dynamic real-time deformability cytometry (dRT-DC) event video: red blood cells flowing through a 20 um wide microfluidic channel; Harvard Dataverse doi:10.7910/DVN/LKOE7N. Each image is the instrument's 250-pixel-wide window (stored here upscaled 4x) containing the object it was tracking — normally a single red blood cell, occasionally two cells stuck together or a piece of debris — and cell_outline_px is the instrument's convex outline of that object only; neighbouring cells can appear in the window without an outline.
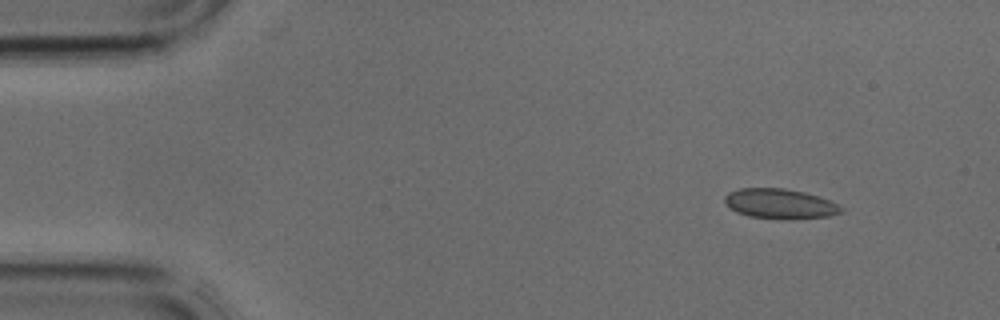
{"species": "common noctule bat (a hibernating species)", "species_latin": "Nyctalus noctula", "temperature_condition": "cold", "stored_images_in_passage": 3, "camera_frame_rate_fps": 3000, "um_per_image_px": 0.085, "animal": {"sex": "male", "body_mass_g": 17.9, "forearm_length_mm": 54.2}, "frame": {"image": 1, "passage_image": 1, "time_ms": 0.0, "image_size_px": [1000, 320], "cell_outline_px": [[844, 208], [840, 212], [828, 216], [784, 220], [780, 220], [748, 216], [736, 212], [724, 204], [724, 196], [728, 192], [740, 188], [784, 188], [804, 192], [820, 196]], "centroid_in_image_um": [66.24, 17.32], "position_along_channel_um": 18.8, "area_um2": 20.52}}